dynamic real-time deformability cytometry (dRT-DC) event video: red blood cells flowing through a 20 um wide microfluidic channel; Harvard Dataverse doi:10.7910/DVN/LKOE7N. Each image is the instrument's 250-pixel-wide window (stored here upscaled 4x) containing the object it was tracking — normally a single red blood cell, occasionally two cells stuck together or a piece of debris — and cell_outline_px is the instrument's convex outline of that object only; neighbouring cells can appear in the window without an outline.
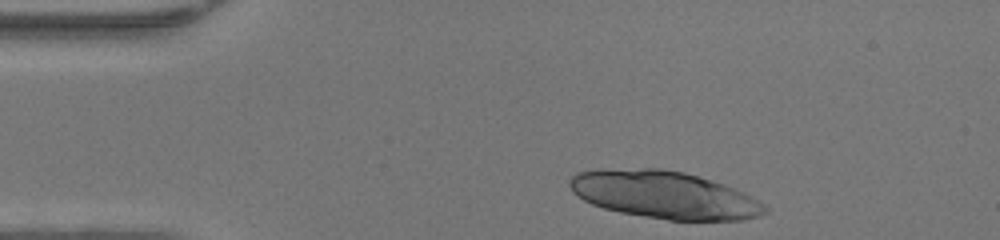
{"species": "human", "species_latin": "Homo sapiens", "temperature_condition": "warm", "stored_images_in_passage": 32, "camera_frame_rate_fps": 3000, "um_per_image_px": 0.085, "donor": {"sex": "female"}, "frame": {"image": 1, "passage_image": 1, "time_ms": 0.0, "image_size_px": [1000, 240], "cell_outline_px": [[768, 212], [760, 216], [744, 220], [668, 220], [620, 212], [604, 208], [592, 204], [584, 200], [572, 192], [568, 184], [568, 180], [576, 172], [644, 168], [660, 168], [684, 172], [724, 184], [736, 188], [744, 192], [764, 204], [768, 208]], "centroid_in_image_um": [56.51, 16.57], "position_along_channel_um": 28.5, "area_um2": 53.81}}